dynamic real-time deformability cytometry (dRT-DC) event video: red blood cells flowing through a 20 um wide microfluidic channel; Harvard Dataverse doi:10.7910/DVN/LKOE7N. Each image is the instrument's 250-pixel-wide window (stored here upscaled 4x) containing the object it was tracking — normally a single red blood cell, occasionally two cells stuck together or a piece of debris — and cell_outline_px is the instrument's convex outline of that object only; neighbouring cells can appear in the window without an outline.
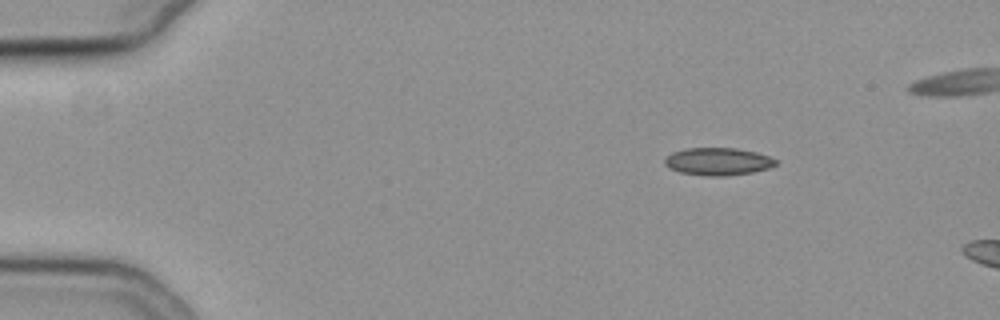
{"species": "common noctule bat (a hibernating species)", "species_latin": "Nyctalus noctula", "temperature_condition": "cold", "stored_images_in_passage": 28, "camera_frame_rate_fps": 3000, "um_per_image_px": 0.085, "animal": {"sex": "female", "body_mass_g": 19.3, "forearm_length_mm": 54.1}, "frame": {"image": 1, "passage_image": 1, "time_ms": 0.0, "image_size_px": [1000, 320], "cell_outline_px": [[776, 164], [768, 168], [752, 172], [724, 176], [704, 176], [680, 172], [668, 168], [664, 164], [664, 160], [672, 152], [684, 148], [736, 148], [756, 152], [768, 156], [776, 160]], "centroid_in_image_um": [60.98, 13.73], "position_along_channel_um": 24.0, "area_um2": 17.8}}
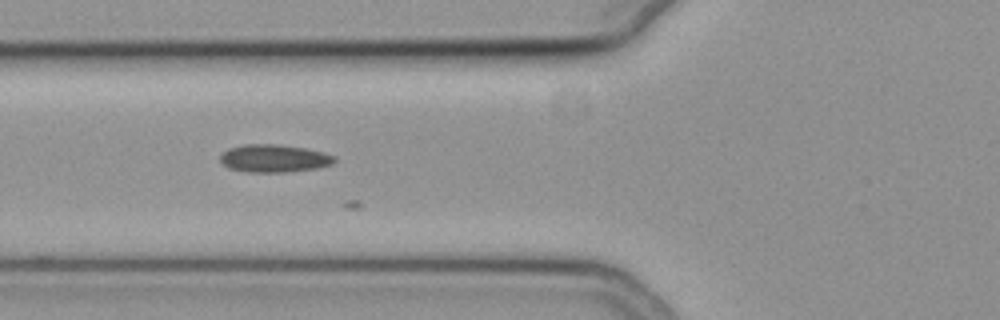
{"frame": {"image": 2, "passage_image": 14, "time_ms": 4.333, "image_size_px": [1000, 320], "cell_outline_px": [[336, 160], [332, 164], [316, 168], [284, 172], [248, 172], [228, 168], [220, 160], [220, 156], [228, 148], [244, 144], [276, 144], [304, 148], [324, 152], [336, 156]], "centroid_in_image_um": [23.3, 13.46], "position_along_channel_um": 102.5, "area_um2": 18.44}}
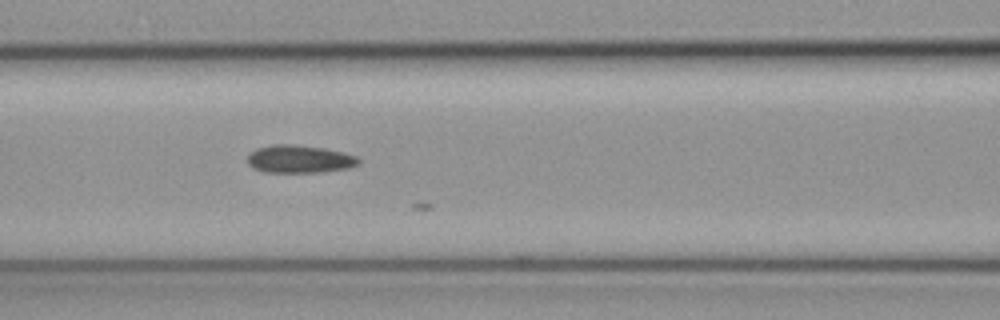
{"frame": {"image": 3, "passage_image": 17, "time_ms": 5.333, "image_size_px": [1000, 320], "cell_outline_px": [[360, 164], [352, 168], [324, 172], [264, 172], [252, 168], [248, 164], [248, 156], [256, 148], [276, 144], [288, 144], [320, 148], [340, 152], [356, 156], [360, 160]], "centroid_in_image_um": [25.46, 13.54], "position_along_channel_um": 141.1, "area_um2": 17.92}}